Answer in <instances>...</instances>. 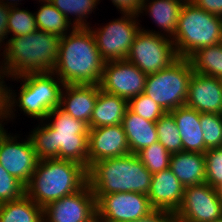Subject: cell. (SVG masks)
Wrapping results in <instances>:
<instances>
[{"label":"cell","mask_w":222,"mask_h":222,"mask_svg":"<svg viewBox=\"0 0 222 222\" xmlns=\"http://www.w3.org/2000/svg\"><path fill=\"white\" fill-rule=\"evenodd\" d=\"M52 117L51 123L38 126L29 136L38 159L69 160L88 170V124L73 118L60 106L47 119Z\"/></svg>","instance_id":"6da1fadb"},{"label":"cell","mask_w":222,"mask_h":222,"mask_svg":"<svg viewBox=\"0 0 222 222\" xmlns=\"http://www.w3.org/2000/svg\"><path fill=\"white\" fill-rule=\"evenodd\" d=\"M104 64L90 29L72 26L71 33L61 37L53 73L64 85H99Z\"/></svg>","instance_id":"7a4b0ae2"},{"label":"cell","mask_w":222,"mask_h":222,"mask_svg":"<svg viewBox=\"0 0 222 222\" xmlns=\"http://www.w3.org/2000/svg\"><path fill=\"white\" fill-rule=\"evenodd\" d=\"M88 184L96 201L113 193L136 192L148 194L152 174L137 154L96 161L87 170Z\"/></svg>","instance_id":"3957f363"},{"label":"cell","mask_w":222,"mask_h":222,"mask_svg":"<svg viewBox=\"0 0 222 222\" xmlns=\"http://www.w3.org/2000/svg\"><path fill=\"white\" fill-rule=\"evenodd\" d=\"M7 42L3 52L5 63L2 66L7 77L54 71L60 36L37 29L25 36L12 37Z\"/></svg>","instance_id":"277c9868"},{"label":"cell","mask_w":222,"mask_h":222,"mask_svg":"<svg viewBox=\"0 0 222 222\" xmlns=\"http://www.w3.org/2000/svg\"><path fill=\"white\" fill-rule=\"evenodd\" d=\"M88 183L87 169L60 159L39 160L25 194L41 208L81 190Z\"/></svg>","instance_id":"5b68a950"},{"label":"cell","mask_w":222,"mask_h":222,"mask_svg":"<svg viewBox=\"0 0 222 222\" xmlns=\"http://www.w3.org/2000/svg\"><path fill=\"white\" fill-rule=\"evenodd\" d=\"M178 58H189L203 47L222 42V17L193 3L183 4L173 38Z\"/></svg>","instance_id":"8992f818"},{"label":"cell","mask_w":222,"mask_h":222,"mask_svg":"<svg viewBox=\"0 0 222 222\" xmlns=\"http://www.w3.org/2000/svg\"><path fill=\"white\" fill-rule=\"evenodd\" d=\"M53 72L27 73L17 77L23 81L20 88L18 102L14 98L16 95L8 89V116L12 117L15 101L27 115L40 120H46L48 114L57 106H60L61 91L63 82ZM61 84V85H60ZM62 86V87H61ZM11 91V92H10ZM13 94V95H12ZM13 99V100H12ZM11 115V116H10Z\"/></svg>","instance_id":"52a82bcc"},{"label":"cell","mask_w":222,"mask_h":222,"mask_svg":"<svg viewBox=\"0 0 222 222\" xmlns=\"http://www.w3.org/2000/svg\"><path fill=\"white\" fill-rule=\"evenodd\" d=\"M192 74L193 69L189 59L178 58L166 69L149 74L143 93L165 112H171L186 104Z\"/></svg>","instance_id":"ba28073f"},{"label":"cell","mask_w":222,"mask_h":222,"mask_svg":"<svg viewBox=\"0 0 222 222\" xmlns=\"http://www.w3.org/2000/svg\"><path fill=\"white\" fill-rule=\"evenodd\" d=\"M145 74L166 69L178 59L172 39L140 29L126 58Z\"/></svg>","instance_id":"9c48e42d"},{"label":"cell","mask_w":222,"mask_h":222,"mask_svg":"<svg viewBox=\"0 0 222 222\" xmlns=\"http://www.w3.org/2000/svg\"><path fill=\"white\" fill-rule=\"evenodd\" d=\"M124 15L98 30L88 27L105 62L126 59L135 36L140 31L138 22L136 24V15Z\"/></svg>","instance_id":"30bf717a"},{"label":"cell","mask_w":222,"mask_h":222,"mask_svg":"<svg viewBox=\"0 0 222 222\" xmlns=\"http://www.w3.org/2000/svg\"><path fill=\"white\" fill-rule=\"evenodd\" d=\"M174 216L175 222H213L222 217L217 190L206 182L185 187L183 201Z\"/></svg>","instance_id":"8fae6325"},{"label":"cell","mask_w":222,"mask_h":222,"mask_svg":"<svg viewBox=\"0 0 222 222\" xmlns=\"http://www.w3.org/2000/svg\"><path fill=\"white\" fill-rule=\"evenodd\" d=\"M96 209L102 222H131L154 210L147 194L136 192L102 195L96 201Z\"/></svg>","instance_id":"7c38bea8"},{"label":"cell","mask_w":222,"mask_h":222,"mask_svg":"<svg viewBox=\"0 0 222 222\" xmlns=\"http://www.w3.org/2000/svg\"><path fill=\"white\" fill-rule=\"evenodd\" d=\"M147 74L127 59L104 64L99 87L102 91L127 100L144 92Z\"/></svg>","instance_id":"4fadbf2b"},{"label":"cell","mask_w":222,"mask_h":222,"mask_svg":"<svg viewBox=\"0 0 222 222\" xmlns=\"http://www.w3.org/2000/svg\"><path fill=\"white\" fill-rule=\"evenodd\" d=\"M17 137L7 135L0 128V164L24 186L33 175L39 161L30 137L24 142H17Z\"/></svg>","instance_id":"5bb4252c"},{"label":"cell","mask_w":222,"mask_h":222,"mask_svg":"<svg viewBox=\"0 0 222 222\" xmlns=\"http://www.w3.org/2000/svg\"><path fill=\"white\" fill-rule=\"evenodd\" d=\"M96 216V198L88 183L43 208L44 222H90Z\"/></svg>","instance_id":"9a60e30c"},{"label":"cell","mask_w":222,"mask_h":222,"mask_svg":"<svg viewBox=\"0 0 222 222\" xmlns=\"http://www.w3.org/2000/svg\"><path fill=\"white\" fill-rule=\"evenodd\" d=\"M88 168L96 161L130 154L122 124L89 128Z\"/></svg>","instance_id":"2e32d148"},{"label":"cell","mask_w":222,"mask_h":222,"mask_svg":"<svg viewBox=\"0 0 222 222\" xmlns=\"http://www.w3.org/2000/svg\"><path fill=\"white\" fill-rule=\"evenodd\" d=\"M185 105L200 113L222 114V79L193 72Z\"/></svg>","instance_id":"e0dca14e"},{"label":"cell","mask_w":222,"mask_h":222,"mask_svg":"<svg viewBox=\"0 0 222 222\" xmlns=\"http://www.w3.org/2000/svg\"><path fill=\"white\" fill-rule=\"evenodd\" d=\"M184 188L170 168L153 174L147 194L151 207L175 214L183 201Z\"/></svg>","instance_id":"ac0fdd59"},{"label":"cell","mask_w":222,"mask_h":222,"mask_svg":"<svg viewBox=\"0 0 222 222\" xmlns=\"http://www.w3.org/2000/svg\"><path fill=\"white\" fill-rule=\"evenodd\" d=\"M61 91L60 107L73 118L88 125L98 96V85H64Z\"/></svg>","instance_id":"d6986e66"},{"label":"cell","mask_w":222,"mask_h":222,"mask_svg":"<svg viewBox=\"0 0 222 222\" xmlns=\"http://www.w3.org/2000/svg\"><path fill=\"white\" fill-rule=\"evenodd\" d=\"M176 122L179 130L182 151L204 154L208 148L205 146L203 131L200 124V112L186 105L169 112Z\"/></svg>","instance_id":"ffe728a7"},{"label":"cell","mask_w":222,"mask_h":222,"mask_svg":"<svg viewBox=\"0 0 222 222\" xmlns=\"http://www.w3.org/2000/svg\"><path fill=\"white\" fill-rule=\"evenodd\" d=\"M170 170L184 187L206 182L205 156L197 152H178L171 154Z\"/></svg>","instance_id":"44dd1931"},{"label":"cell","mask_w":222,"mask_h":222,"mask_svg":"<svg viewBox=\"0 0 222 222\" xmlns=\"http://www.w3.org/2000/svg\"><path fill=\"white\" fill-rule=\"evenodd\" d=\"M127 109V99L106 93L98 85V96L88 126L98 128L122 124Z\"/></svg>","instance_id":"7402d4cb"},{"label":"cell","mask_w":222,"mask_h":222,"mask_svg":"<svg viewBox=\"0 0 222 222\" xmlns=\"http://www.w3.org/2000/svg\"><path fill=\"white\" fill-rule=\"evenodd\" d=\"M122 126L131 154H137L158 141L156 122L146 120L129 109L126 110Z\"/></svg>","instance_id":"603a6c76"},{"label":"cell","mask_w":222,"mask_h":222,"mask_svg":"<svg viewBox=\"0 0 222 222\" xmlns=\"http://www.w3.org/2000/svg\"><path fill=\"white\" fill-rule=\"evenodd\" d=\"M0 222H44L43 208L24 194L0 204Z\"/></svg>","instance_id":"cb8c5ba5"},{"label":"cell","mask_w":222,"mask_h":222,"mask_svg":"<svg viewBox=\"0 0 222 222\" xmlns=\"http://www.w3.org/2000/svg\"><path fill=\"white\" fill-rule=\"evenodd\" d=\"M146 1L148 0H143L140 13L143 12L142 10L148 9L147 12L155 23L168 33L167 37L173 38L183 3L177 0H153L147 5Z\"/></svg>","instance_id":"d4e9b609"},{"label":"cell","mask_w":222,"mask_h":222,"mask_svg":"<svg viewBox=\"0 0 222 222\" xmlns=\"http://www.w3.org/2000/svg\"><path fill=\"white\" fill-rule=\"evenodd\" d=\"M188 59L193 72L222 79V42L203 47Z\"/></svg>","instance_id":"484cf974"},{"label":"cell","mask_w":222,"mask_h":222,"mask_svg":"<svg viewBox=\"0 0 222 222\" xmlns=\"http://www.w3.org/2000/svg\"><path fill=\"white\" fill-rule=\"evenodd\" d=\"M36 25L39 30L63 37L67 34L71 21H69L50 2H44L35 14Z\"/></svg>","instance_id":"4316f807"},{"label":"cell","mask_w":222,"mask_h":222,"mask_svg":"<svg viewBox=\"0 0 222 222\" xmlns=\"http://www.w3.org/2000/svg\"><path fill=\"white\" fill-rule=\"evenodd\" d=\"M158 141L170 154L182 152V141L174 117L166 112L156 121Z\"/></svg>","instance_id":"83f0119b"},{"label":"cell","mask_w":222,"mask_h":222,"mask_svg":"<svg viewBox=\"0 0 222 222\" xmlns=\"http://www.w3.org/2000/svg\"><path fill=\"white\" fill-rule=\"evenodd\" d=\"M99 0H50V3L56 7L58 11H60L68 20L69 13L70 15H76L74 23V27H88L89 23L86 24L85 17L92 13L94 10L96 3Z\"/></svg>","instance_id":"f1b7e54d"},{"label":"cell","mask_w":222,"mask_h":222,"mask_svg":"<svg viewBox=\"0 0 222 222\" xmlns=\"http://www.w3.org/2000/svg\"><path fill=\"white\" fill-rule=\"evenodd\" d=\"M137 156L152 175L168 169L170 165L171 154L159 141L143 148Z\"/></svg>","instance_id":"f546056e"},{"label":"cell","mask_w":222,"mask_h":222,"mask_svg":"<svg viewBox=\"0 0 222 222\" xmlns=\"http://www.w3.org/2000/svg\"><path fill=\"white\" fill-rule=\"evenodd\" d=\"M37 29L35 13L33 14L23 9L20 10V8H16L15 5L10 8L8 14L7 35L12 32L14 34L13 37H21L33 33Z\"/></svg>","instance_id":"4dcf8cb0"},{"label":"cell","mask_w":222,"mask_h":222,"mask_svg":"<svg viewBox=\"0 0 222 222\" xmlns=\"http://www.w3.org/2000/svg\"><path fill=\"white\" fill-rule=\"evenodd\" d=\"M200 124L205 146L209 148L222 146V114L201 113Z\"/></svg>","instance_id":"1f68e13d"},{"label":"cell","mask_w":222,"mask_h":222,"mask_svg":"<svg viewBox=\"0 0 222 222\" xmlns=\"http://www.w3.org/2000/svg\"><path fill=\"white\" fill-rule=\"evenodd\" d=\"M128 109L151 122H156L166 113L163 108L144 93L129 99Z\"/></svg>","instance_id":"d6a6232c"},{"label":"cell","mask_w":222,"mask_h":222,"mask_svg":"<svg viewBox=\"0 0 222 222\" xmlns=\"http://www.w3.org/2000/svg\"><path fill=\"white\" fill-rule=\"evenodd\" d=\"M206 183L217 189L222 185V146L209 148L205 153Z\"/></svg>","instance_id":"836d02e7"},{"label":"cell","mask_w":222,"mask_h":222,"mask_svg":"<svg viewBox=\"0 0 222 222\" xmlns=\"http://www.w3.org/2000/svg\"><path fill=\"white\" fill-rule=\"evenodd\" d=\"M24 194L25 186L0 164V204L19 199Z\"/></svg>","instance_id":"e575fe53"},{"label":"cell","mask_w":222,"mask_h":222,"mask_svg":"<svg viewBox=\"0 0 222 222\" xmlns=\"http://www.w3.org/2000/svg\"><path fill=\"white\" fill-rule=\"evenodd\" d=\"M112 3L122 11V14L139 16L143 0H112Z\"/></svg>","instance_id":"d590c367"},{"label":"cell","mask_w":222,"mask_h":222,"mask_svg":"<svg viewBox=\"0 0 222 222\" xmlns=\"http://www.w3.org/2000/svg\"><path fill=\"white\" fill-rule=\"evenodd\" d=\"M131 222H175V216L172 212L154 209L145 217Z\"/></svg>","instance_id":"8d00e7d4"},{"label":"cell","mask_w":222,"mask_h":222,"mask_svg":"<svg viewBox=\"0 0 222 222\" xmlns=\"http://www.w3.org/2000/svg\"><path fill=\"white\" fill-rule=\"evenodd\" d=\"M0 79L4 78L5 75L7 76V74L5 73L4 69H2V66H0ZM2 74V75H1ZM4 81L0 80V119L4 120V118L6 119L8 116V88L5 87V85H3ZM0 120V121H1ZM2 123L0 122V128H2Z\"/></svg>","instance_id":"74e56055"},{"label":"cell","mask_w":222,"mask_h":222,"mask_svg":"<svg viewBox=\"0 0 222 222\" xmlns=\"http://www.w3.org/2000/svg\"><path fill=\"white\" fill-rule=\"evenodd\" d=\"M192 3L208 13L222 17V0H193Z\"/></svg>","instance_id":"f35d334b"},{"label":"cell","mask_w":222,"mask_h":222,"mask_svg":"<svg viewBox=\"0 0 222 222\" xmlns=\"http://www.w3.org/2000/svg\"><path fill=\"white\" fill-rule=\"evenodd\" d=\"M4 0H0V43L3 42L4 39H6L7 36V23H8V14L10 11V8L13 5V2L10 3L7 1V3L3 2ZM10 4V5H9ZM6 36V38H5ZM1 47V45H0Z\"/></svg>","instance_id":"ab89813d"},{"label":"cell","mask_w":222,"mask_h":222,"mask_svg":"<svg viewBox=\"0 0 222 222\" xmlns=\"http://www.w3.org/2000/svg\"><path fill=\"white\" fill-rule=\"evenodd\" d=\"M216 190H217V193H218L219 200L222 204V185L220 187H218Z\"/></svg>","instance_id":"60d3db41"},{"label":"cell","mask_w":222,"mask_h":222,"mask_svg":"<svg viewBox=\"0 0 222 222\" xmlns=\"http://www.w3.org/2000/svg\"><path fill=\"white\" fill-rule=\"evenodd\" d=\"M183 4H186V3H192L193 0H177Z\"/></svg>","instance_id":"b9f144b4"},{"label":"cell","mask_w":222,"mask_h":222,"mask_svg":"<svg viewBox=\"0 0 222 222\" xmlns=\"http://www.w3.org/2000/svg\"><path fill=\"white\" fill-rule=\"evenodd\" d=\"M90 222H102L97 216L91 220Z\"/></svg>","instance_id":"7bdbcfd3"},{"label":"cell","mask_w":222,"mask_h":222,"mask_svg":"<svg viewBox=\"0 0 222 222\" xmlns=\"http://www.w3.org/2000/svg\"><path fill=\"white\" fill-rule=\"evenodd\" d=\"M213 222H222V217H220V218L214 220Z\"/></svg>","instance_id":"ee69618b"},{"label":"cell","mask_w":222,"mask_h":222,"mask_svg":"<svg viewBox=\"0 0 222 222\" xmlns=\"http://www.w3.org/2000/svg\"><path fill=\"white\" fill-rule=\"evenodd\" d=\"M41 1H43V2H50V0H41ZM39 2H40V0H39Z\"/></svg>","instance_id":"f6af8a7d"}]
</instances>
